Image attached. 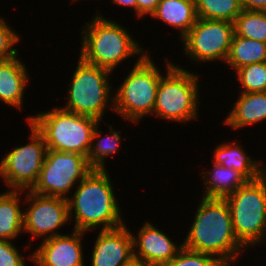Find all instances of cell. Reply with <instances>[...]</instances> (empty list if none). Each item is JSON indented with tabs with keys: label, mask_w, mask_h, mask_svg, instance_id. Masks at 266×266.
I'll return each instance as SVG.
<instances>
[{
	"label": "cell",
	"mask_w": 266,
	"mask_h": 266,
	"mask_svg": "<svg viewBox=\"0 0 266 266\" xmlns=\"http://www.w3.org/2000/svg\"><path fill=\"white\" fill-rule=\"evenodd\" d=\"M163 266H225L216 257L182 247L178 254Z\"/></svg>",
	"instance_id": "cell-27"
},
{
	"label": "cell",
	"mask_w": 266,
	"mask_h": 266,
	"mask_svg": "<svg viewBox=\"0 0 266 266\" xmlns=\"http://www.w3.org/2000/svg\"><path fill=\"white\" fill-rule=\"evenodd\" d=\"M93 168L87 156L47 149L39 178L31 192L68 199Z\"/></svg>",
	"instance_id": "cell-9"
},
{
	"label": "cell",
	"mask_w": 266,
	"mask_h": 266,
	"mask_svg": "<svg viewBox=\"0 0 266 266\" xmlns=\"http://www.w3.org/2000/svg\"><path fill=\"white\" fill-rule=\"evenodd\" d=\"M101 123L102 122H99L96 125L93 132L91 148L87 156L88 163L93 169H107L106 158L116 156L120 150V143H122L124 139H128L126 137L123 138L121 136V131L118 132L117 129L115 130L112 125L107 123L105 125L108 126L109 133L103 136L100 128V125L102 127Z\"/></svg>",
	"instance_id": "cell-22"
},
{
	"label": "cell",
	"mask_w": 266,
	"mask_h": 266,
	"mask_svg": "<svg viewBox=\"0 0 266 266\" xmlns=\"http://www.w3.org/2000/svg\"><path fill=\"white\" fill-rule=\"evenodd\" d=\"M123 266H147L142 261L136 258H132L128 263L124 264Z\"/></svg>",
	"instance_id": "cell-33"
},
{
	"label": "cell",
	"mask_w": 266,
	"mask_h": 266,
	"mask_svg": "<svg viewBox=\"0 0 266 266\" xmlns=\"http://www.w3.org/2000/svg\"><path fill=\"white\" fill-rule=\"evenodd\" d=\"M70 232L42 240L32 253V264L35 266H85V259L88 256H84L86 254L83 251V244H85L83 239L88 233L77 230Z\"/></svg>",
	"instance_id": "cell-13"
},
{
	"label": "cell",
	"mask_w": 266,
	"mask_h": 266,
	"mask_svg": "<svg viewBox=\"0 0 266 266\" xmlns=\"http://www.w3.org/2000/svg\"><path fill=\"white\" fill-rule=\"evenodd\" d=\"M262 62H266V43L234 33L225 62L232 71L234 70L233 73L243 66Z\"/></svg>",
	"instance_id": "cell-23"
},
{
	"label": "cell",
	"mask_w": 266,
	"mask_h": 266,
	"mask_svg": "<svg viewBox=\"0 0 266 266\" xmlns=\"http://www.w3.org/2000/svg\"><path fill=\"white\" fill-rule=\"evenodd\" d=\"M210 165H212L211 169L200 172L202 185H204L203 196L200 197L224 199L248 181L233 168H227L214 162Z\"/></svg>",
	"instance_id": "cell-20"
},
{
	"label": "cell",
	"mask_w": 266,
	"mask_h": 266,
	"mask_svg": "<svg viewBox=\"0 0 266 266\" xmlns=\"http://www.w3.org/2000/svg\"><path fill=\"white\" fill-rule=\"evenodd\" d=\"M28 143L16 146L2 155L0 160V176L6 190H31L37 183L47 146L43 136L35 127L27 122Z\"/></svg>",
	"instance_id": "cell-10"
},
{
	"label": "cell",
	"mask_w": 266,
	"mask_h": 266,
	"mask_svg": "<svg viewBox=\"0 0 266 266\" xmlns=\"http://www.w3.org/2000/svg\"><path fill=\"white\" fill-rule=\"evenodd\" d=\"M232 109L223 119L232 130L262 124L266 121V92L239 93Z\"/></svg>",
	"instance_id": "cell-18"
},
{
	"label": "cell",
	"mask_w": 266,
	"mask_h": 266,
	"mask_svg": "<svg viewBox=\"0 0 266 266\" xmlns=\"http://www.w3.org/2000/svg\"><path fill=\"white\" fill-rule=\"evenodd\" d=\"M234 23L226 20L198 18L190 31L180 40L183 54L193 63L225 64L234 36ZM194 61V62H193Z\"/></svg>",
	"instance_id": "cell-11"
},
{
	"label": "cell",
	"mask_w": 266,
	"mask_h": 266,
	"mask_svg": "<svg viewBox=\"0 0 266 266\" xmlns=\"http://www.w3.org/2000/svg\"><path fill=\"white\" fill-rule=\"evenodd\" d=\"M14 242L0 240V266H27V259L28 262L32 261V252L28 256L22 255L23 252H20L21 249Z\"/></svg>",
	"instance_id": "cell-29"
},
{
	"label": "cell",
	"mask_w": 266,
	"mask_h": 266,
	"mask_svg": "<svg viewBox=\"0 0 266 266\" xmlns=\"http://www.w3.org/2000/svg\"><path fill=\"white\" fill-rule=\"evenodd\" d=\"M235 74L239 93L266 92V62L243 66Z\"/></svg>",
	"instance_id": "cell-26"
},
{
	"label": "cell",
	"mask_w": 266,
	"mask_h": 266,
	"mask_svg": "<svg viewBox=\"0 0 266 266\" xmlns=\"http://www.w3.org/2000/svg\"><path fill=\"white\" fill-rule=\"evenodd\" d=\"M69 78L63 110L103 122L106 111H114L112 72L84 62L80 57ZM111 81V82H110Z\"/></svg>",
	"instance_id": "cell-5"
},
{
	"label": "cell",
	"mask_w": 266,
	"mask_h": 266,
	"mask_svg": "<svg viewBox=\"0 0 266 266\" xmlns=\"http://www.w3.org/2000/svg\"><path fill=\"white\" fill-rule=\"evenodd\" d=\"M99 11L96 10L91 20L80 29L81 48L79 47L78 57L88 64L113 73L126 60L134 57L141 60L149 53L140 41L133 38L128 27L126 29L123 24L105 17Z\"/></svg>",
	"instance_id": "cell-3"
},
{
	"label": "cell",
	"mask_w": 266,
	"mask_h": 266,
	"mask_svg": "<svg viewBox=\"0 0 266 266\" xmlns=\"http://www.w3.org/2000/svg\"><path fill=\"white\" fill-rule=\"evenodd\" d=\"M17 55L0 61V102L13 109L22 110L25 91L31 79L26 63Z\"/></svg>",
	"instance_id": "cell-16"
},
{
	"label": "cell",
	"mask_w": 266,
	"mask_h": 266,
	"mask_svg": "<svg viewBox=\"0 0 266 266\" xmlns=\"http://www.w3.org/2000/svg\"><path fill=\"white\" fill-rule=\"evenodd\" d=\"M0 16V61L9 60L20 55L18 48H14L20 43L21 35L15 28ZM16 45V46H15Z\"/></svg>",
	"instance_id": "cell-28"
},
{
	"label": "cell",
	"mask_w": 266,
	"mask_h": 266,
	"mask_svg": "<svg viewBox=\"0 0 266 266\" xmlns=\"http://www.w3.org/2000/svg\"><path fill=\"white\" fill-rule=\"evenodd\" d=\"M183 246L216 257L225 266L237 265L246 249L234 233L230 208L225 199L200 198ZM244 251V252H243ZM239 258V259H238Z\"/></svg>",
	"instance_id": "cell-1"
},
{
	"label": "cell",
	"mask_w": 266,
	"mask_h": 266,
	"mask_svg": "<svg viewBox=\"0 0 266 266\" xmlns=\"http://www.w3.org/2000/svg\"><path fill=\"white\" fill-rule=\"evenodd\" d=\"M198 18L234 23L242 12L238 0H195Z\"/></svg>",
	"instance_id": "cell-24"
},
{
	"label": "cell",
	"mask_w": 266,
	"mask_h": 266,
	"mask_svg": "<svg viewBox=\"0 0 266 266\" xmlns=\"http://www.w3.org/2000/svg\"><path fill=\"white\" fill-rule=\"evenodd\" d=\"M234 32L266 43V12L242 10L234 21Z\"/></svg>",
	"instance_id": "cell-25"
},
{
	"label": "cell",
	"mask_w": 266,
	"mask_h": 266,
	"mask_svg": "<svg viewBox=\"0 0 266 266\" xmlns=\"http://www.w3.org/2000/svg\"><path fill=\"white\" fill-rule=\"evenodd\" d=\"M98 232L91 246L90 266H123L134 258L129 225Z\"/></svg>",
	"instance_id": "cell-15"
},
{
	"label": "cell",
	"mask_w": 266,
	"mask_h": 266,
	"mask_svg": "<svg viewBox=\"0 0 266 266\" xmlns=\"http://www.w3.org/2000/svg\"><path fill=\"white\" fill-rule=\"evenodd\" d=\"M22 195H25L24 190H6L2 194L0 192V240L14 241L23 234Z\"/></svg>",
	"instance_id": "cell-21"
},
{
	"label": "cell",
	"mask_w": 266,
	"mask_h": 266,
	"mask_svg": "<svg viewBox=\"0 0 266 266\" xmlns=\"http://www.w3.org/2000/svg\"><path fill=\"white\" fill-rule=\"evenodd\" d=\"M25 197V198H24ZM23 233L40 241L63 235L61 228L70 223L67 199L38 195L30 190L23 195Z\"/></svg>",
	"instance_id": "cell-12"
},
{
	"label": "cell",
	"mask_w": 266,
	"mask_h": 266,
	"mask_svg": "<svg viewBox=\"0 0 266 266\" xmlns=\"http://www.w3.org/2000/svg\"><path fill=\"white\" fill-rule=\"evenodd\" d=\"M111 4L119 5L120 7L124 8H131L134 12V15L136 14V4H137V0H111Z\"/></svg>",
	"instance_id": "cell-32"
},
{
	"label": "cell",
	"mask_w": 266,
	"mask_h": 266,
	"mask_svg": "<svg viewBox=\"0 0 266 266\" xmlns=\"http://www.w3.org/2000/svg\"><path fill=\"white\" fill-rule=\"evenodd\" d=\"M239 143V144H238ZM239 139L217 144L212 152V162L240 172L248 181L258 179L266 173V163L249 156ZM243 147V148H242Z\"/></svg>",
	"instance_id": "cell-17"
},
{
	"label": "cell",
	"mask_w": 266,
	"mask_h": 266,
	"mask_svg": "<svg viewBox=\"0 0 266 266\" xmlns=\"http://www.w3.org/2000/svg\"><path fill=\"white\" fill-rule=\"evenodd\" d=\"M230 208L234 233L247 250L266 244V173L247 181L224 198ZM254 247V248H253Z\"/></svg>",
	"instance_id": "cell-8"
},
{
	"label": "cell",
	"mask_w": 266,
	"mask_h": 266,
	"mask_svg": "<svg viewBox=\"0 0 266 266\" xmlns=\"http://www.w3.org/2000/svg\"><path fill=\"white\" fill-rule=\"evenodd\" d=\"M242 10L266 12V0H238Z\"/></svg>",
	"instance_id": "cell-31"
},
{
	"label": "cell",
	"mask_w": 266,
	"mask_h": 266,
	"mask_svg": "<svg viewBox=\"0 0 266 266\" xmlns=\"http://www.w3.org/2000/svg\"><path fill=\"white\" fill-rule=\"evenodd\" d=\"M150 55L136 60L123 82L114 88V113L135 126L148 115L153 116L158 84L164 74Z\"/></svg>",
	"instance_id": "cell-6"
},
{
	"label": "cell",
	"mask_w": 266,
	"mask_h": 266,
	"mask_svg": "<svg viewBox=\"0 0 266 266\" xmlns=\"http://www.w3.org/2000/svg\"><path fill=\"white\" fill-rule=\"evenodd\" d=\"M45 111L29 115L26 122L43 136L47 149L88 156L93 132L100 121L63 110L60 106Z\"/></svg>",
	"instance_id": "cell-7"
},
{
	"label": "cell",
	"mask_w": 266,
	"mask_h": 266,
	"mask_svg": "<svg viewBox=\"0 0 266 266\" xmlns=\"http://www.w3.org/2000/svg\"><path fill=\"white\" fill-rule=\"evenodd\" d=\"M164 58L166 73L158 84L153 117L179 124L193 123L200 113V75Z\"/></svg>",
	"instance_id": "cell-4"
},
{
	"label": "cell",
	"mask_w": 266,
	"mask_h": 266,
	"mask_svg": "<svg viewBox=\"0 0 266 266\" xmlns=\"http://www.w3.org/2000/svg\"><path fill=\"white\" fill-rule=\"evenodd\" d=\"M148 221L142 223L136 234L131 231L133 255L147 266H163L178 254L183 243H175L170 235Z\"/></svg>",
	"instance_id": "cell-14"
},
{
	"label": "cell",
	"mask_w": 266,
	"mask_h": 266,
	"mask_svg": "<svg viewBox=\"0 0 266 266\" xmlns=\"http://www.w3.org/2000/svg\"><path fill=\"white\" fill-rule=\"evenodd\" d=\"M111 177L107 169H93L71 193L67 201L70 223L75 221L72 230L89 233L125 224Z\"/></svg>",
	"instance_id": "cell-2"
},
{
	"label": "cell",
	"mask_w": 266,
	"mask_h": 266,
	"mask_svg": "<svg viewBox=\"0 0 266 266\" xmlns=\"http://www.w3.org/2000/svg\"><path fill=\"white\" fill-rule=\"evenodd\" d=\"M150 17L178 30L181 40L198 19L195 0H161Z\"/></svg>",
	"instance_id": "cell-19"
},
{
	"label": "cell",
	"mask_w": 266,
	"mask_h": 266,
	"mask_svg": "<svg viewBox=\"0 0 266 266\" xmlns=\"http://www.w3.org/2000/svg\"><path fill=\"white\" fill-rule=\"evenodd\" d=\"M160 1L161 0H137L135 18H141L142 20L148 15L150 17L155 12Z\"/></svg>",
	"instance_id": "cell-30"
}]
</instances>
